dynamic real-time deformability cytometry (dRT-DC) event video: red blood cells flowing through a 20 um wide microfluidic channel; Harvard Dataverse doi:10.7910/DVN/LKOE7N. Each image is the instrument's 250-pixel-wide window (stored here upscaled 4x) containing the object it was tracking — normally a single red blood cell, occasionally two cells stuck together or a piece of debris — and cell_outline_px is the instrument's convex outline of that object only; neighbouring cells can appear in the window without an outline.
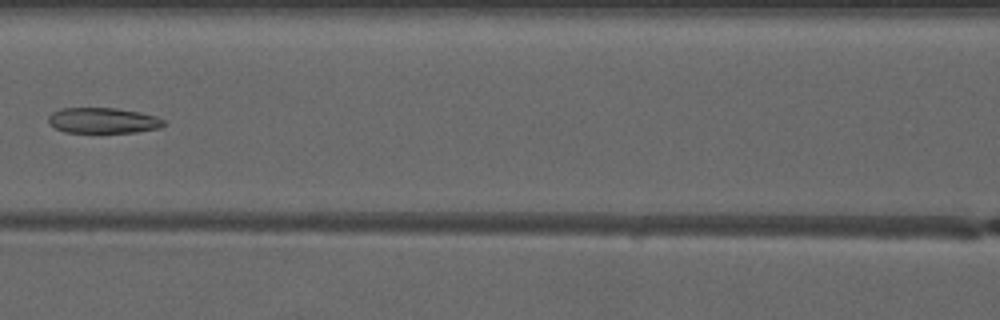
{"species": "common noctule bat (a hibernating species)", "species_latin": "Nyctalus noctula", "temperature_condition": "warm", "stored_images_in_passage": 5, "camera_frame_rate_fps": 3000, "um_per_image_px": 0.085, "animal": {"sex": "male", "forearm_length_mm": 52.5}, "frame": {"image": 1, "passage_image": 5, "time_ms": 5.333, "image_size_px": [1000, 320], "cell_outline_px": [[164, 124], [160, 128], [136, 132], [64, 132], [48, 124], [48, 116], [52, 112], [60, 108], [116, 108], [140, 112], [156, 116], [164, 120]], "centroid_in_image_um": [8.73, 10.23], "position_along_channel_um": 157.9, "area_um2": 17.22}}